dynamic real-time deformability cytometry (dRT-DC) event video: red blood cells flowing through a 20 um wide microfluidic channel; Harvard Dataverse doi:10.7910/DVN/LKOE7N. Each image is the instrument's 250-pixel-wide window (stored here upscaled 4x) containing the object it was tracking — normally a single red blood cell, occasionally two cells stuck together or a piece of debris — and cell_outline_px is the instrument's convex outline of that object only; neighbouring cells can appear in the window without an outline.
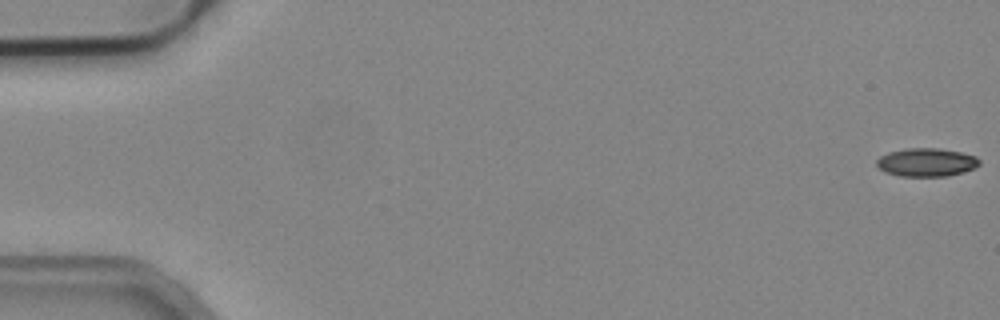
{"species": "common noctule bat (a hibernating species)", "species_latin": "Nyctalus noctula", "temperature_condition": "cold", "stored_images_in_passage": 16, "camera_frame_rate_fps": 3000, "um_per_image_px": 0.085, "animal": {"sex": "male", "body_mass_g": 19.2, "forearm_length_mm": 51.8}, "frame": {"image": 1, "passage_image": 1, "time_ms": 0.0, "image_size_px": [1000, 320], "cell_outline_px": [[980, 164], [976, 168], [964, 172], [948, 176], [900, 176], [884, 172], [876, 164], [876, 160], [880, 156], [888, 152], [904, 148], [940, 148], [960, 152], [976, 156], [980, 160]], "centroid_in_image_um": [78.76, 13.79], "position_along_channel_um": 6.2, "area_um2": 17.17}}